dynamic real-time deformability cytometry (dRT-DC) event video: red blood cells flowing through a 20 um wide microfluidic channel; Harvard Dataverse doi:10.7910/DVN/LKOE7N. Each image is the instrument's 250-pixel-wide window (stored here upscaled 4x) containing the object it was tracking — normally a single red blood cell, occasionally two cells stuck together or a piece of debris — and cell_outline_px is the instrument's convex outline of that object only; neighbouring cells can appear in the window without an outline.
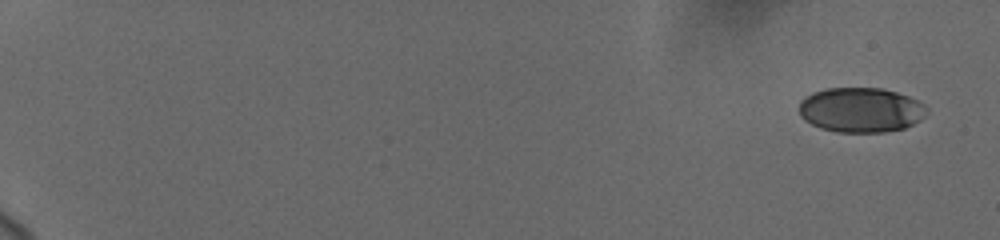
{"species": "human", "species_latin": "Homo sapiens", "temperature_condition": "cold", "stored_images_in_passage": 84, "camera_frame_rate_fps": 3000, "um_per_image_px": 0.085, "donor": {"sex": "female"}, "frame": {"image": 1, "passage_image": 1, "time_ms": 0.0, "image_size_px": [1000, 240], "cell_outline_px": [[928, 112], [920, 120], [904, 128], [884, 132], [836, 132], [820, 128], [804, 120], [800, 116], [800, 100], [804, 96], [812, 92], [824, 88], [880, 88], [896, 92], [908, 96], [924, 104], [928, 108]], "centroid_in_image_um": [73.15, 9.34], "position_along_channel_um": 11.8, "area_um2": 33.52}}
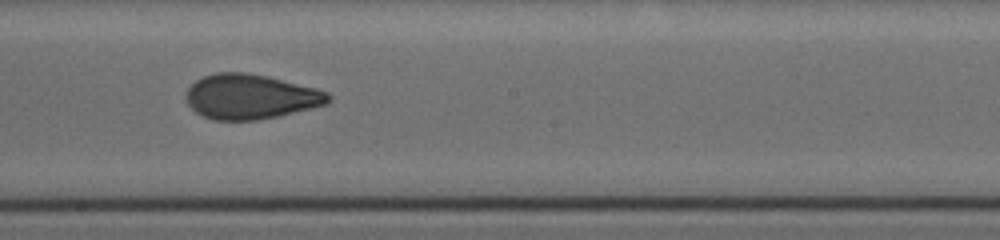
{"frame": {"image": 2, "passage_image": 52, "time_ms": 11.333, "image_size_px": [1000, 240], "cell_outline_px": [[332, 96], [328, 104], [312, 108], [276, 116], [256, 120], [212, 120], [196, 112], [188, 104], [184, 96], [188, 88], [196, 80], [204, 76], [216, 72], [248, 72], [268, 76], [316, 88], [328, 92]], "centroid_in_image_um": [21.3, 8.21], "position_along_channel_um": 226.9, "area_um2": 37.28}}
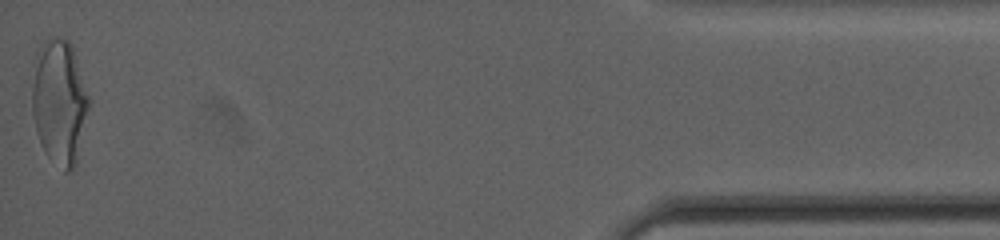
{"frame": {"image": 3, "passage_image": 83, "time_ms": 18.667, "image_size_px": [1000, 240], "cell_outline_px": [[92, 100], [76, 164], [68, 172], [64, 172], [44, 152], [36, 132], [32, 112], [32, 88], [36, 52], [44, 40], [48, 36], [68, 40], [72, 44]], "centroid_in_image_um": [5.08, 8.64], "position_along_channel_um": 430.1, "area_um2": 42.19}, "authors_computed_cell_mechanics": {"area_um2": 36.125, "velocity_mm_per_s": 3.7275, "shape_relaxation_time_tau1_ms": 9.4079, "shape_relaxation_time_tau2_ms": 0.9704, "deformation_change_tau1": 0.2308, "deformation_change_tau2": 0.0683}}